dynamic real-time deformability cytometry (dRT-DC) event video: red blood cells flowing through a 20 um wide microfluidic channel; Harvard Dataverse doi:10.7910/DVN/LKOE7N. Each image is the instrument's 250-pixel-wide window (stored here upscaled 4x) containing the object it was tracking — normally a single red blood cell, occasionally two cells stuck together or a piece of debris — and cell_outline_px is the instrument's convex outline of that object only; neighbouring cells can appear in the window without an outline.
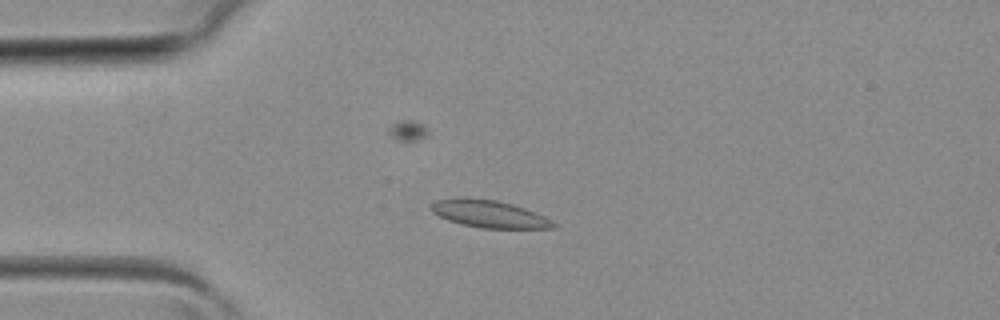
{"species": "common noctule bat (a hibernating species)", "species_latin": "Nyctalus noctula", "temperature_condition": "room temperature", "stored_images_in_passage": 41, "segment_of_instrument_passage": [1, 2], "camera_frame_rate_fps": 3000, "um_per_image_px": 0.085, "animal": {"sex": "female", "body_mass_g": 19.3, "forearm_length_mm": 54.1}, "frame": {"image": 1, "passage_image": 10, "time_ms": 3.0, "image_size_px": [1000, 320], "cell_outline_px": [[556, 228], [480, 228], [460, 224], [448, 220], [432, 212], [432, 204], [436, 200], [460, 196], [468, 196], [496, 200], [512, 204], [536, 212], [552, 220], [556, 224]], "centroid_in_image_um": [41.56, 18.17], "position_along_channel_um": 43.4, "area_um2": 19.71}}
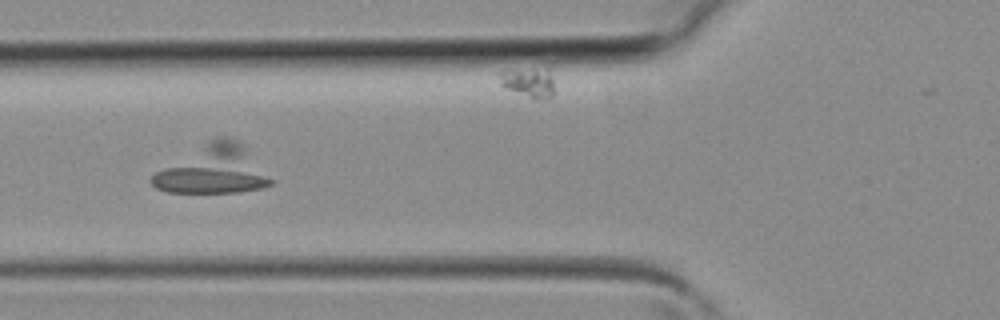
{"frame": {"image": 2, "passage_image": 15, "time_ms": 4.667, "image_size_px": [1000, 320], "cell_outline_px": [[276, 180], [272, 184], [260, 188], [236, 192], [168, 192], [156, 188], [148, 180], [156, 172], [216, 136], [224, 136], [236, 140], [244, 144]], "centroid_in_image_um": [18.21, 14.42], "position_along_channel_um": 107.6, "area_um2": 33.35}}